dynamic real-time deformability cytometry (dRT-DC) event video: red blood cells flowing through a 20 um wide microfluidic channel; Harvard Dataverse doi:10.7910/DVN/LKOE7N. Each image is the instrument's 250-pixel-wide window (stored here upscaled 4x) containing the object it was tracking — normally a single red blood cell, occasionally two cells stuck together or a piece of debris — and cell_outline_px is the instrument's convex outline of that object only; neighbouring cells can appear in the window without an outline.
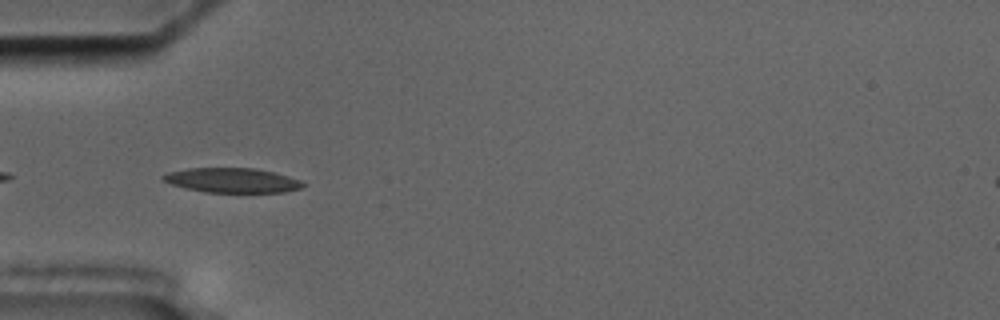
{"species": "common noctule bat (a hibernating species)", "species_latin": "Nyctalus noctula", "temperature_condition": "cold", "stored_images_in_passage": 41, "camera_frame_rate_fps": 3000, "um_per_image_px": 0.085, "animal": {"sex": "male", "body_mass_g": 17.5, "forearm_length_mm": 52.3}, "frame": {"image": 1, "passage_image": 2, "time_ms": 0.333, "image_size_px": [1000, 320], "cell_outline_px": [[304, 184], [300, 188], [284, 192], [204, 192], [172, 184], [164, 180], [160, 176], [168, 172], [188, 168], [256, 168], [288, 176], [300, 180]], "centroid_in_image_um": [19.72, 15.32], "position_along_channel_um": 65.3, "area_um2": 19.83}}
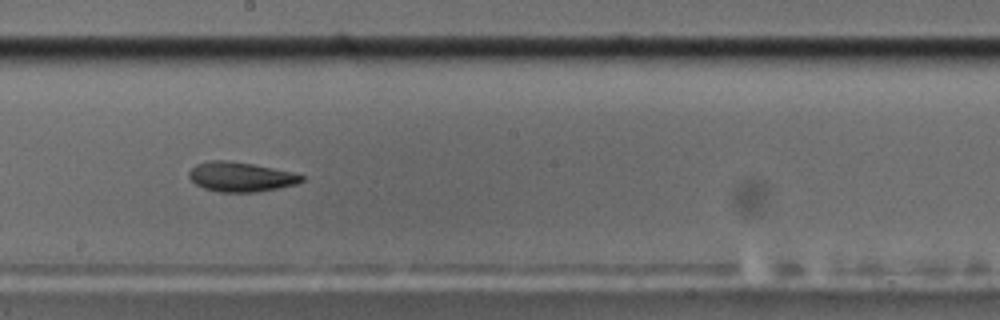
{"frame": {"image": 2, "passage_image": 16, "time_ms": 5.0, "image_size_px": [1000, 320], "cell_outline_px": [[304, 180], [296, 184], [280, 188], [256, 192], [220, 192], [204, 188], [196, 184], [188, 176], [188, 172], [196, 164], [212, 160], [224, 160], [252, 164], [292, 172], [304, 176]], "centroid_in_image_um": [20.46, 15.04], "position_along_channel_um": 227.7, "area_um2": 19.31}}
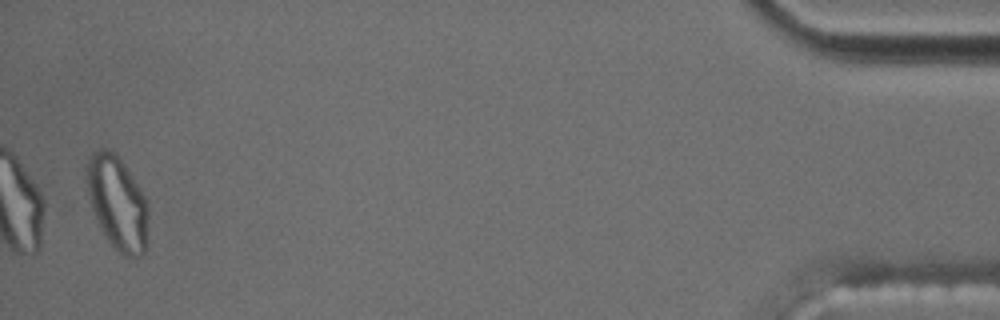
{"frame": {"image": 3, "passage_image": 40, "time_ms": 13.0, "image_size_px": [1000, 320], "cell_outline_px": [[148, 216], [144, 252], [140, 256], [128, 256], [120, 252], [104, 236], [100, 228], [92, 208], [88, 196], [84, 176], [88, 160], [92, 152], [100, 148], [108, 148], [116, 152], [140, 188], [148, 204]], "centroid_in_image_um": [9.94, 17.17], "position_along_channel_um": 425.3, "area_um2": 33.64}, "authors_computed_cell_mechanics": {"area_um2": 19.8254, "velocity_mm_per_s": 3.5161, "shape_relaxation_time_tau1_ms": 6.793, "shape_relaxation_time_tau2_ms": 2.1232, "deformation_change_tau1": 0.1995, "deformation_change_tau2": 0.0787}}